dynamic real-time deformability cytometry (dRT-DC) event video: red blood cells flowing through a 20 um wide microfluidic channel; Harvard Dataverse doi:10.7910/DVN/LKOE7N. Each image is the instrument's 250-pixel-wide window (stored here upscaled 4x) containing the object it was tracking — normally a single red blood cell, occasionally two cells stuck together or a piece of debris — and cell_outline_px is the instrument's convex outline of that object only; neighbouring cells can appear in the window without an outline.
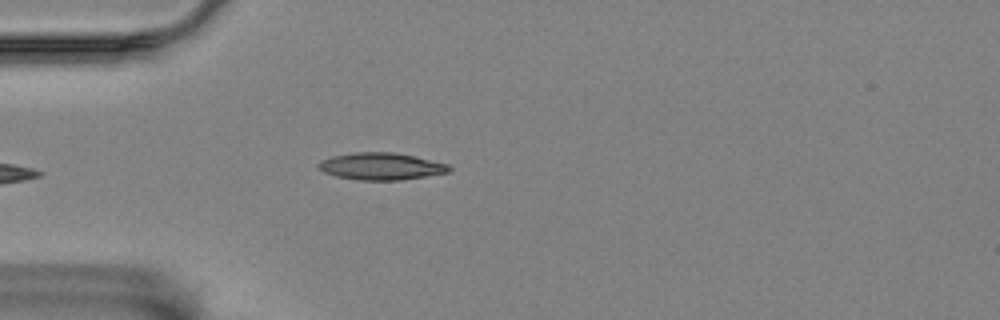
{"species": "Egyptian fruit bat (a non-hibernating species)", "species_latin": "Rousettus aegyptiacus", "temperature_condition": "room temperature", "stored_images_in_passage": 16, "camera_frame_rate_fps": 3000, "um_per_image_px": 0.085, "animal": {"sex": "female"}, "frame": {"image": 1, "passage_image": 1, "time_ms": 0.0, "image_size_px": [1000, 320], "cell_outline_px": [[452, 168], [448, 172], [400, 180], [360, 180], [336, 176], [324, 172], [316, 164], [320, 160], [332, 156], [352, 152], [392, 152], [416, 156], [448, 164]], "centroid_in_image_um": [32.37, 14.12], "position_along_channel_um": 52.6, "area_um2": 20.58}}
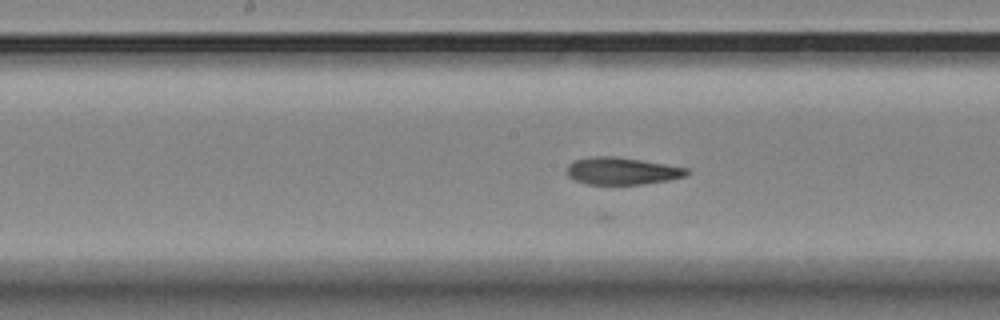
{"frame": {"image": 2, "passage_image": 10, "time_ms": 3.0, "image_size_px": [1000, 320], "cell_outline_px": [[692, 172], [684, 176], [668, 180], [640, 184], [588, 184], [576, 180], [568, 176], [568, 164], [572, 160], [592, 156], [616, 156], [688, 168]], "centroid_in_image_um": [52.86, 14.52], "position_along_channel_um": 195.3, "area_um2": 18.9}}
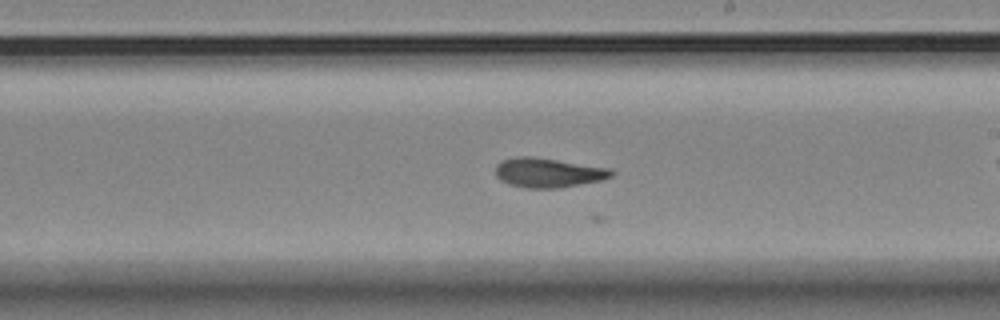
{"frame": {"image": 3, "passage_image": 14, "time_ms": 4.333, "image_size_px": [1000, 320], "cell_outline_px": [[616, 172], [612, 176], [600, 180], [560, 188], [524, 188], [508, 184], [500, 180], [496, 176], [496, 164], [500, 160], [516, 156], [532, 156], [608, 168]], "centroid_in_image_um": [46.54, 14.67], "position_along_channel_um": 242.5, "area_um2": 19.94}}